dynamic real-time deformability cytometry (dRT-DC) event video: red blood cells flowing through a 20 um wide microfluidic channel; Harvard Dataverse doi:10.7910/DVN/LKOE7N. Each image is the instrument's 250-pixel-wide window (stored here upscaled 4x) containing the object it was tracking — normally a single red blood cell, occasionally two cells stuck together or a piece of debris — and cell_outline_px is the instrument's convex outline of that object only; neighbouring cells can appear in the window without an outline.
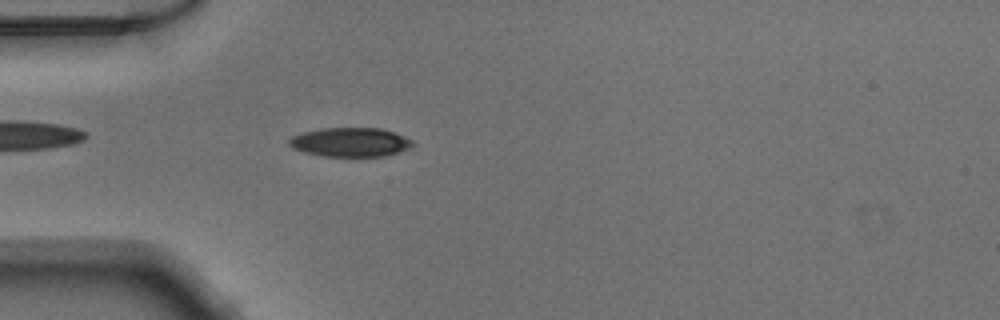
{"species": "Egyptian fruit bat (a non-hibernating species)", "species_latin": "Rousettus aegyptiacus", "temperature_condition": "warm", "stored_images_in_passage": 41, "camera_frame_rate_fps": 3000, "um_per_image_px": 0.085, "animal": {"sex": "male"}, "frame": {"image": 1, "passage_image": 6, "time_ms": 1.667, "image_size_px": [1000, 320], "cell_outline_px": [[416, 144], [408, 148], [384, 156], [324, 156], [304, 152], [292, 148], [288, 144], [288, 140], [292, 136], [300, 132], [320, 128], [380, 128], [392, 132], [412, 140]], "centroid_in_image_um": [29.72, 12.08], "position_along_channel_um": 55.3, "area_um2": 20.87}}
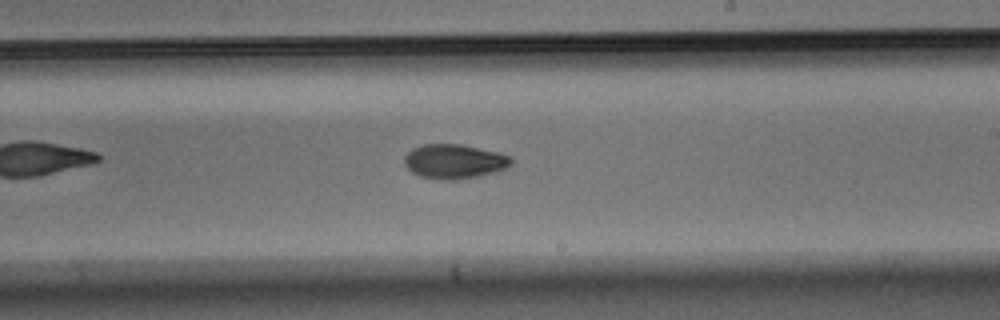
{"frame": {"image": 2, "passage_image": 21, "time_ms": 6.667, "image_size_px": [1000, 320], "cell_outline_px": [[512, 164], [508, 168], [496, 172], [480, 176], [456, 180], [444, 180], [420, 176], [412, 172], [404, 164], [404, 156], [412, 148], [424, 144], [460, 144], [500, 152], [512, 156]], "centroid_in_image_um": [38.66, 13.72], "position_along_channel_um": 250.3, "area_um2": 21.73}}
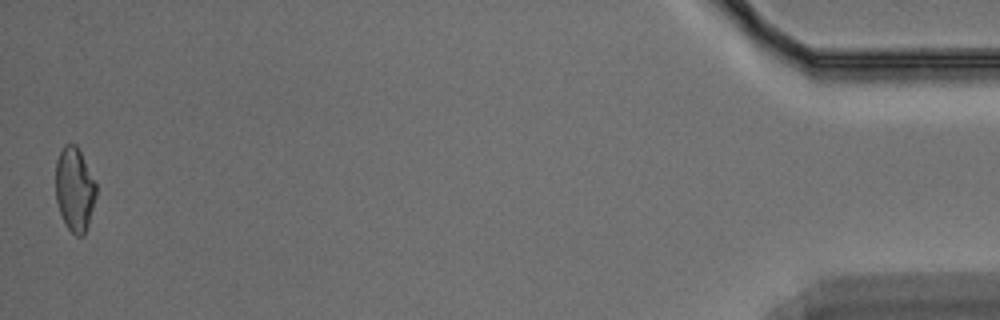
{"frame": {"image": 3, "passage_image": 41, "time_ms": 13.333, "image_size_px": [1000, 320], "cell_outline_px": [[96, 196], [88, 224], [84, 236], [76, 236], [64, 224], [56, 200], [56, 160], [64, 144], [76, 144], [96, 184]], "centroid_in_image_um": [6.33, 16.11], "position_along_channel_um": 428.9, "area_um2": 19.65}}